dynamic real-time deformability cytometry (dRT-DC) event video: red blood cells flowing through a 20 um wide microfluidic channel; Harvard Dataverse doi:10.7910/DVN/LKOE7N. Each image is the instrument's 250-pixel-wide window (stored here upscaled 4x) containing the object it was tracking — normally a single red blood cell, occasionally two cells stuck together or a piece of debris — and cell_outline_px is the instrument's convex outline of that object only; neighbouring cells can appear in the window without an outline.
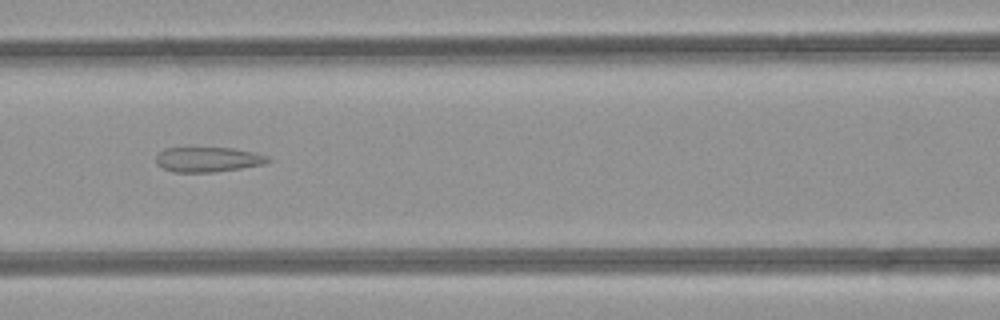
{"species": "common noctule bat (a hibernating species)", "species_latin": "Nyctalus noctula", "temperature_condition": "room temperature", "stored_images_in_passage": 26, "segment_of_instrument_passage": [1, 2], "camera_frame_rate_fps": 3000, "um_per_image_px": 0.085, "animal": {"sex": "female", "body_mass_g": 21.9}, "frame": {"image": 1, "passage_image": 6, "time_ms": 1.667, "image_size_px": [1000, 320], "cell_outline_px": [[272, 160], [264, 164], [240, 168], [212, 172], [172, 172], [156, 164], [156, 156], [164, 148], [232, 148], [252, 152], [268, 156]], "centroid_in_image_um": [17.66, 13.56], "position_along_channel_um": 148.9, "area_um2": 16.13}}
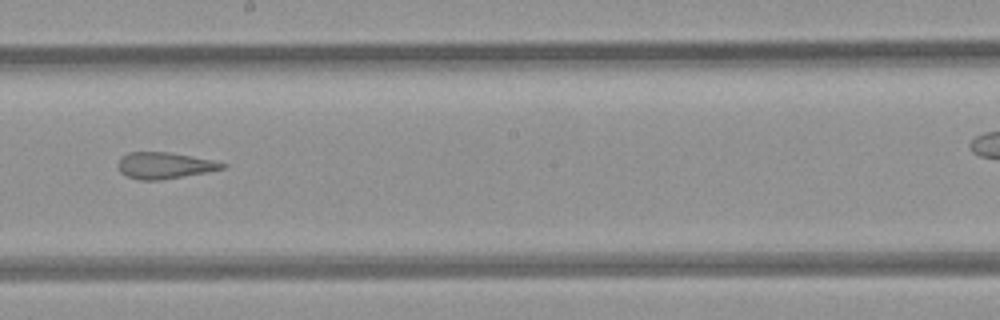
{"frame": {"image": 2, "passage_image": 12, "time_ms": 3.667, "image_size_px": [1000, 320], "cell_outline_px": [[228, 164], [224, 168], [208, 172], [160, 180], [140, 180], [128, 176], [120, 172], [116, 164], [120, 156], [128, 152], [168, 152], [212, 160]], "centroid_in_image_um": [13.94, 14.06], "position_along_channel_um": 234.3, "area_um2": 16.07}}
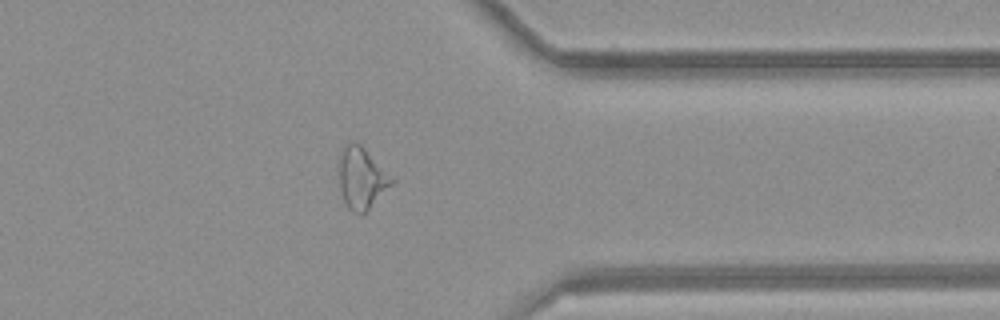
{"frame": {"image": 3, "passage_image": 23, "time_ms": 7.333, "image_size_px": [1000, 320], "cell_outline_px": [[396, 180], [360, 216], [352, 212], [348, 208], [344, 200], [340, 188], [336, 168], [344, 148], [348, 144], [360, 144]], "centroid_in_image_um": [30.71, 15.17], "position_along_channel_um": 380.7, "area_um2": 18.61}}